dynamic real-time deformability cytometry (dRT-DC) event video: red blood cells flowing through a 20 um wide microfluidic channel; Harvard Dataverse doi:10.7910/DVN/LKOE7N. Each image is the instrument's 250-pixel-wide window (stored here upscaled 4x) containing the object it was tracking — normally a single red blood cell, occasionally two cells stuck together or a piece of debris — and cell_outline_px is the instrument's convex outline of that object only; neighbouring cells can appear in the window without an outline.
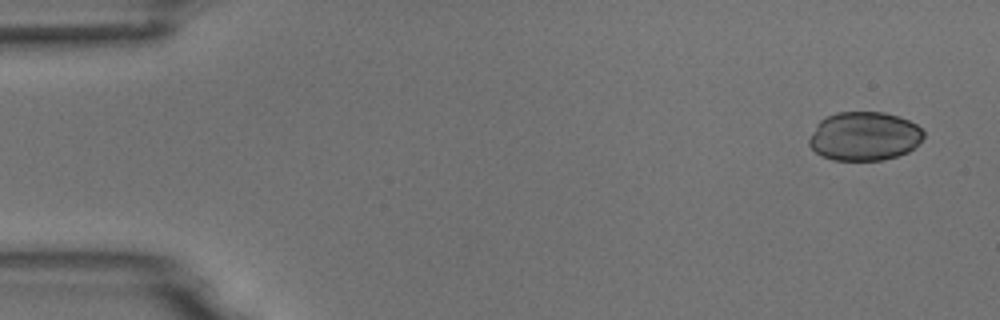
{"species": "common noctule bat (a hibernating species)", "species_latin": "Nyctalus noctula", "temperature_condition": "room temperature", "stored_images_in_passage": 4, "camera_frame_rate_fps": 3000, "um_per_image_px": 0.085, "animal": {"sex": "male", "body_mass_g": 18.8}, "frame": {"image": 1, "passage_image": 1, "time_ms": 0.0, "image_size_px": [1000, 320], "cell_outline_px": [[924, 136], [908, 152], [896, 156], [880, 160], [832, 160], [820, 156], [808, 144], [808, 136], [816, 124], [824, 116], [836, 112], [884, 112], [900, 116], [916, 124], [924, 132]], "centroid_in_image_um": [73.41, 11.57], "position_along_channel_um": 11.6, "area_um2": 32.83}}